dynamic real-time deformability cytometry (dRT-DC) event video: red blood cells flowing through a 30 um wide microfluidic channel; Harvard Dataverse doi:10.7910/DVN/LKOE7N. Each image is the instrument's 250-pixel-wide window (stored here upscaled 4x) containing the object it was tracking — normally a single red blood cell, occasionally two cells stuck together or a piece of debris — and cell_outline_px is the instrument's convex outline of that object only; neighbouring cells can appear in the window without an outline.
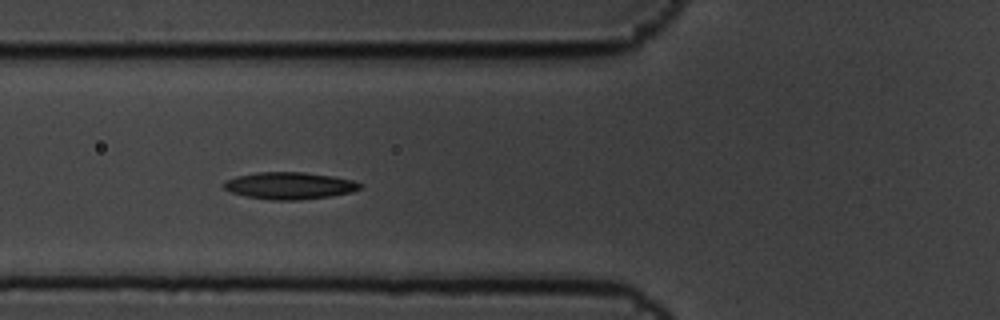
{"species": "common noctule bat (a hibernating species)", "species_latin": "Nyctalus noctula", "temperature_condition": "cold", "stored_images_in_passage": 6, "camera_frame_rate_fps": 3000, "um_per_image_px": 0.085, "animal": {"sex": "male", "body_mass_g": 19.5, "forearm_length_mm": 54.6}, "frame": {"image": 1, "passage_image": 4, "time_ms": 1.0, "image_size_px": [1000, 320], "cell_outline_px": [[364, 184], [360, 188], [352, 192], [328, 196], [300, 200], [272, 200], [244, 196], [232, 192], [224, 188], [224, 184], [228, 180], [236, 176], [256, 172], [304, 172], [332, 176], [352, 180]], "centroid_in_image_um": [24.62, 15.78], "position_along_channel_um": 101.2, "area_um2": 21.33}}
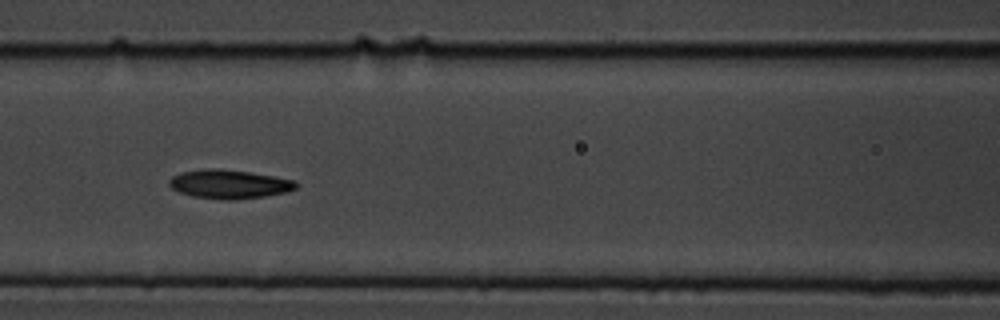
{"frame": {"image": 2, "passage_image": 5, "time_ms": 1.333, "image_size_px": [1000, 320], "cell_outline_px": [[300, 184], [296, 188], [288, 192], [264, 196], [236, 200], [224, 200], [192, 196], [180, 192], [172, 188], [168, 184], [168, 180], [172, 176], [180, 172], [208, 168], [220, 168], [248, 172], [296, 180]], "centroid_in_image_um": [19.49, 15.65], "position_along_channel_um": 147.1, "area_um2": 21.5}}
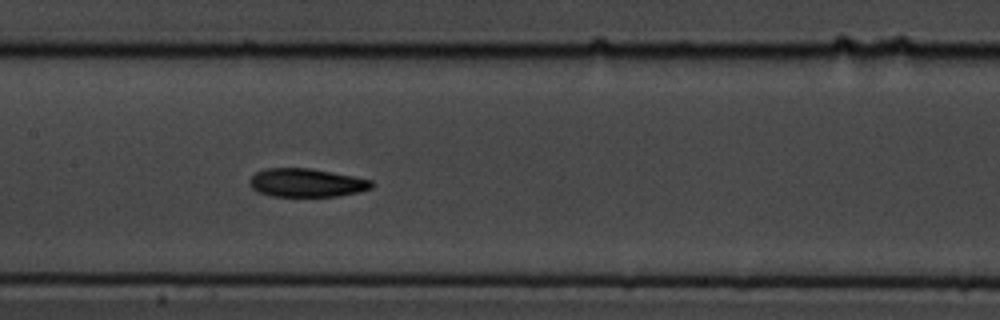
{"frame": {"image": 3, "passage_image": 6, "time_ms": 1.667, "image_size_px": [1000, 320], "cell_outline_px": [[376, 184], [372, 188], [360, 192], [340, 196], [272, 196], [256, 192], [248, 184], [248, 180], [256, 172], [264, 168], [312, 168], [372, 180]], "centroid_in_image_um": [26.05, 15.53], "position_along_channel_um": 181.4, "area_um2": 20.52}}